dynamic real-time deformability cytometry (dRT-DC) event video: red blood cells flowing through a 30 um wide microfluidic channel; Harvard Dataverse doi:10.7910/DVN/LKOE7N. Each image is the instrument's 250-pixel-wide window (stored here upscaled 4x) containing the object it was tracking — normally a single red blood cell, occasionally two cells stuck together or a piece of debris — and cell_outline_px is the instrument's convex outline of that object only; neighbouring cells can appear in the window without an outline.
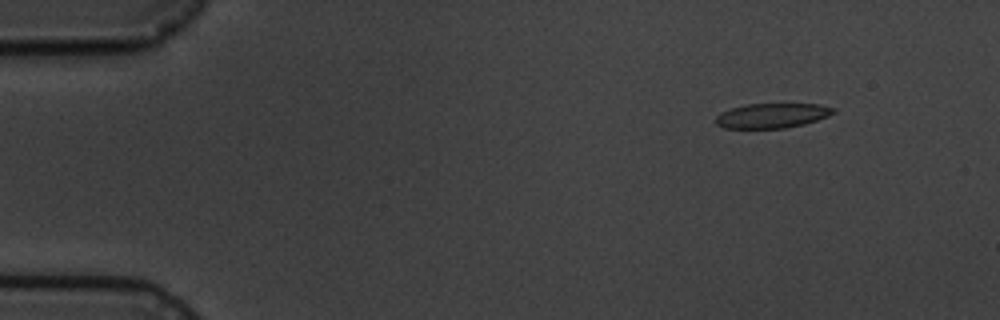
{"species": "common noctule bat (a hibernating species)", "species_latin": "Nyctalus noctula", "temperature_condition": "cold", "stored_images_in_passage": 6, "camera_frame_rate_fps": 3000, "um_per_image_px": 0.085, "animal": {"sex": "male", "body_mass_g": 19.5, "forearm_length_mm": 54.6}, "frame": {"image": 1, "passage_image": 2, "time_ms": 1.0, "image_size_px": [1000, 320], "cell_outline_px": [[836, 112], [828, 116], [804, 124], [784, 128], [724, 128], [716, 124], [716, 116], [720, 112], [732, 108], [748, 104], [820, 104], [836, 108]], "centroid_in_image_um": [65.64, 9.82], "position_along_channel_um": 19.4, "area_um2": 16.94}}
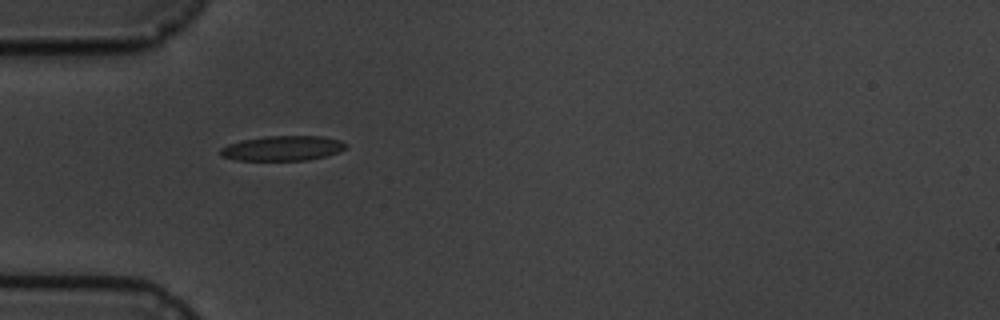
{"frame": {"image": 2, "passage_image": 5, "time_ms": 4.667, "image_size_px": [1000, 320], "cell_outline_px": [[348, 144], [340, 152], [308, 160], [236, 160], [220, 156], [220, 148], [228, 144], [240, 140], [264, 136], [324, 136], [340, 140]], "centroid_in_image_um": [24.0, 12.59], "position_along_channel_um": 61.0, "area_um2": 18.32}}
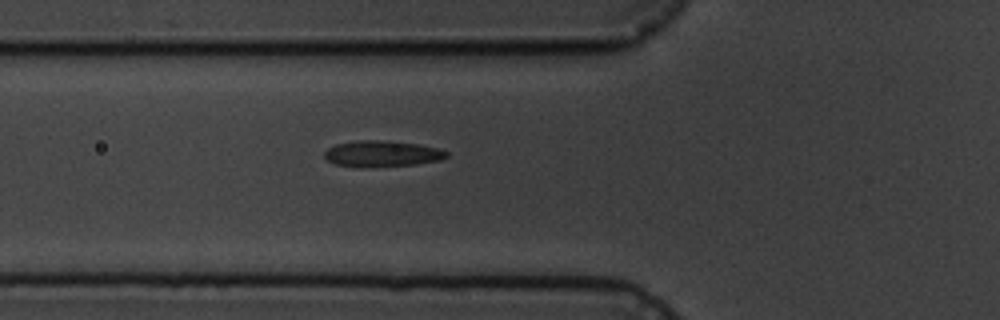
{"frame": {"image": 3, "passage_image": 6, "time_ms": 5.667, "image_size_px": [1000, 320], "cell_outline_px": [[448, 156], [440, 160], [416, 164], [356, 168], [336, 164], [328, 160], [324, 156], [324, 152], [328, 148], [336, 144], [356, 140], [380, 140], [416, 144], [440, 148], [448, 152]], "centroid_in_image_um": [32.45, 13.07], "position_along_channel_um": 93.3, "area_um2": 18.61}}